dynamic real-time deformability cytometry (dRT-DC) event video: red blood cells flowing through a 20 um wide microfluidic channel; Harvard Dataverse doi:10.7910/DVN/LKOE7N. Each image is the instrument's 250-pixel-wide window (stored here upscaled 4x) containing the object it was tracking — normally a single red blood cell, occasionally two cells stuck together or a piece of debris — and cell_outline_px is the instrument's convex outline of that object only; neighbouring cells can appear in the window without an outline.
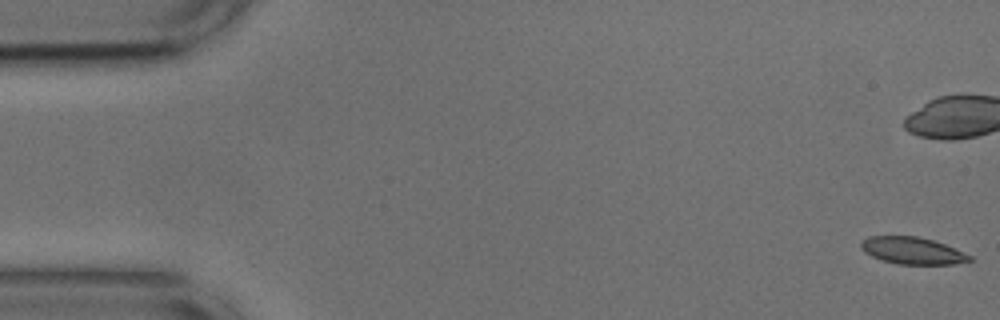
{"species": "common noctule bat (a hibernating species)", "species_latin": "Nyctalus noctula", "temperature_condition": "cold", "stored_images_in_passage": 14, "camera_frame_rate_fps": 3000, "um_per_image_px": 0.085, "animal": {"sex": "male", "body_mass_g": 17.9, "forearm_length_mm": 54.2}, "frame": {"image": 1, "passage_image": 1, "time_ms": 0.0, "image_size_px": [1000, 320], "cell_outline_px": [[972, 260], [952, 264], [896, 264], [880, 260], [864, 252], [860, 248], [860, 244], [868, 236], [916, 236], [932, 240], [944, 244], [972, 256]], "centroid_in_image_um": [77.51, 21.31], "position_along_channel_um": 7.5, "area_um2": 16.99}}